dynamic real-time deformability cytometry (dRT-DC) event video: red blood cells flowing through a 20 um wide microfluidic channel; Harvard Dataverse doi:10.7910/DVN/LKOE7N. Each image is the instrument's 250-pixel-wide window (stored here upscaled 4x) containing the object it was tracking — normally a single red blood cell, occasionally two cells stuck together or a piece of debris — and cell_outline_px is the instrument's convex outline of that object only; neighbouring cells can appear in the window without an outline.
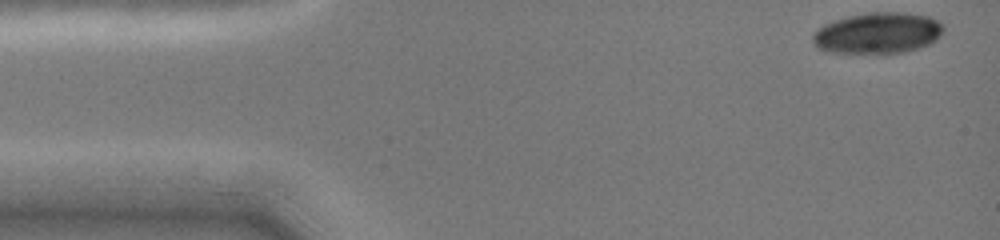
{"species": "common noctule bat (a hibernating species)", "species_latin": "Nyctalus noctula", "temperature_condition": "cold", "stored_images_in_passage": 7, "camera_frame_rate_fps": 3000, "um_per_image_px": 0.085, "animal": {"sex": "female", "body_mass_g": 19.0, "forearm_length_mm": 51.5}, "frame": {"image": 1, "passage_image": 1, "time_ms": 0.0, "image_size_px": [1000, 240], "cell_outline_px": [[944, 32], [936, 40], [920, 48], [904, 52], [884, 56], [880, 56], [828, 52], [816, 48], [812, 40], [812, 36], [824, 24], [836, 20], [852, 16], [872, 12], [896, 12], [928, 16], [936, 20], [944, 28]], "centroid_in_image_um": [74.6, 2.88], "position_along_channel_um": 10.4, "area_um2": 31.91}}
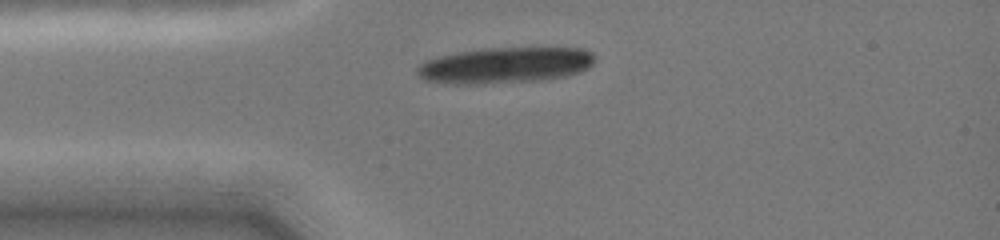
{"frame": {"image": 2, "passage_image": 6, "time_ms": 3.0, "image_size_px": [1000, 240], "cell_outline_px": [[596, 56], [592, 64], [588, 68], [580, 72], [568, 76], [544, 80], [476, 84], [448, 84], [424, 80], [416, 72], [416, 68], [420, 64], [428, 60], [440, 56], [460, 52], [492, 48], [580, 48], [592, 52]], "centroid_in_image_um": [42.97, 5.56], "position_along_channel_um": 42.0, "area_um2": 37.22}}